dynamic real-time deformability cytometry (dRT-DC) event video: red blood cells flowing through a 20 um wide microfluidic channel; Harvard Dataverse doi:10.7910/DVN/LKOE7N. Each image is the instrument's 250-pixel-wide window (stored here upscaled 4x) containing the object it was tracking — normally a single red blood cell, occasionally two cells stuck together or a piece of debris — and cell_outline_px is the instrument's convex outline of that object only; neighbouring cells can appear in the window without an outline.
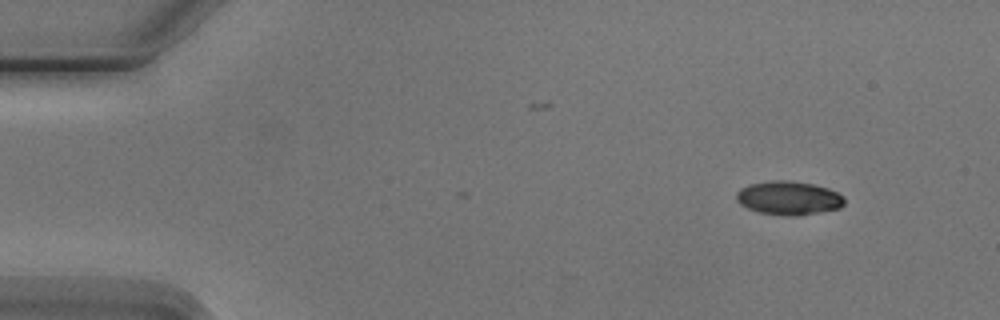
{"species": "Egyptian fruit bat (a non-hibernating species)", "species_latin": "Rousettus aegyptiacus", "temperature_condition": "cold", "stored_images_in_passage": 4, "camera_frame_rate_fps": 3000, "um_per_image_px": 0.085, "animal": {"sex": "male"}, "frame": {"image": 1, "passage_image": 1, "time_ms": 0.0, "image_size_px": [1000, 320], "cell_outline_px": [[844, 204], [840, 208], [796, 216], [792, 216], [760, 212], [748, 208], [740, 204], [736, 200], [736, 192], [740, 188], [748, 184], [772, 180], [784, 180], [812, 184], [828, 188], [844, 196]], "centroid_in_image_um": [67.02, 16.82], "position_along_channel_um": 18.0, "area_um2": 21.1}}
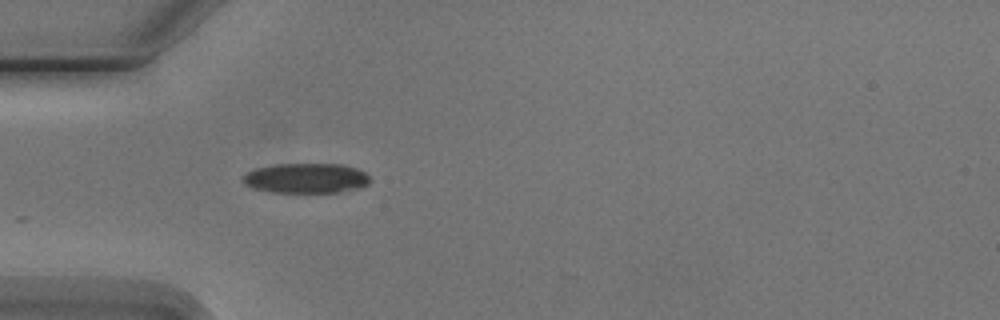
{"frame": {"image": 2, "passage_image": 4, "time_ms": 3.667, "image_size_px": [1000, 320], "cell_outline_px": [[368, 184], [360, 188], [336, 192], [272, 192], [252, 188], [244, 184], [240, 180], [248, 172], [256, 168], [276, 164], [344, 164], [356, 168], [364, 172], [368, 176]], "centroid_in_image_um": [25.99, 15.14], "position_along_channel_um": 59.0, "area_um2": 22.14}}